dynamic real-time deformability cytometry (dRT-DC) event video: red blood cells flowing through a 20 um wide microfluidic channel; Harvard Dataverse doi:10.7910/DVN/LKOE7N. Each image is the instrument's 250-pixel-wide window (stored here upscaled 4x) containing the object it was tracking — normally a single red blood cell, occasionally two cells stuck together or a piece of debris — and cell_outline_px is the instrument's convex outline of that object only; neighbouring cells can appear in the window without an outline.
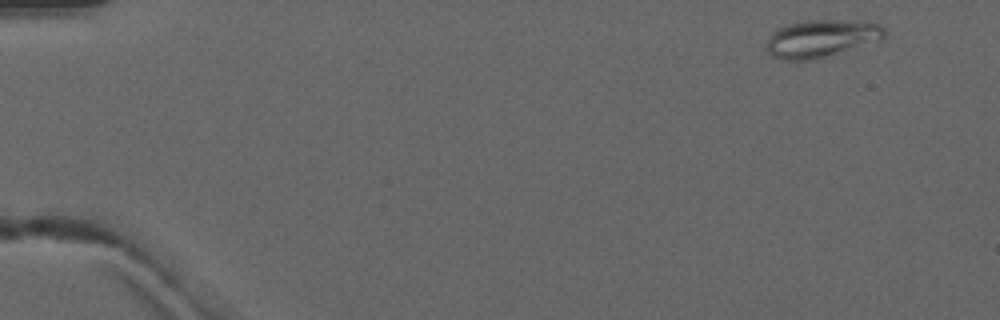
{"species": "common noctule bat (a hibernating species)", "species_latin": "Nyctalus noctula", "temperature_condition": "warm", "stored_images_in_passage": 4, "camera_frame_rate_fps": 3000, "um_per_image_px": 0.085, "animal": {"sex": "male", "forearm_length_mm": 52.5}, "frame": {"image": 1, "passage_image": 1, "time_ms": 0.0, "image_size_px": [1000, 320], "cell_outline_px": [[888, 32], [884, 40], [812, 60], [780, 60], [772, 56], [768, 52], [764, 44], [768, 36], [776, 28], [788, 24], [804, 20], [864, 20], [880, 24]], "centroid_in_image_um": [69.84, 3.26], "position_along_channel_um": 15.2, "area_um2": 26.59}}